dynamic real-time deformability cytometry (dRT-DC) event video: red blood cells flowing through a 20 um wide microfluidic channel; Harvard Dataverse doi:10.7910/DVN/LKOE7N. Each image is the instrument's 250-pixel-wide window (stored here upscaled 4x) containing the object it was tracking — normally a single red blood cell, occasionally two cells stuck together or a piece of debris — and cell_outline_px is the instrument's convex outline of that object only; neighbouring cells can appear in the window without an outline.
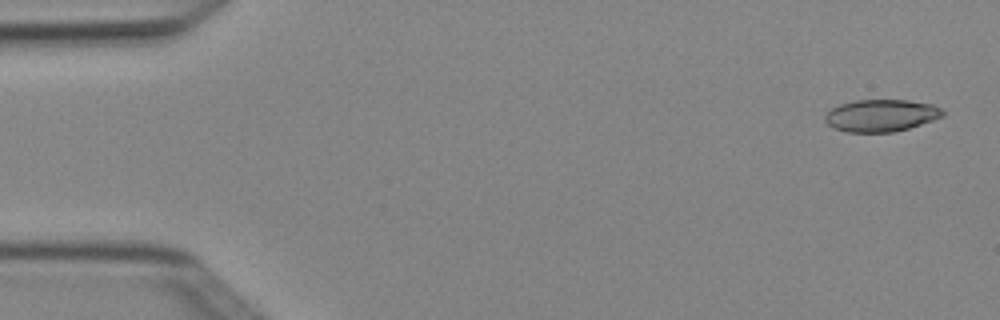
{"species": "Egyptian fruit bat (a non-hibernating species)", "species_latin": "Rousettus aegyptiacus", "temperature_condition": "cold", "stored_images_in_passage": 4, "camera_frame_rate_fps": 3000, "um_per_image_px": 0.085, "animal": {"sex": "female"}, "frame": {"image": 1, "passage_image": 1, "time_ms": 0.0, "image_size_px": [1000, 320], "cell_outline_px": [[944, 116], [908, 128], [892, 132], [844, 132], [832, 128], [824, 120], [824, 116], [832, 108], [840, 104], [856, 100], [908, 100], [932, 104], [940, 108], [944, 112]], "centroid_in_image_um": [74.86, 9.82], "position_along_channel_um": 10.1, "area_um2": 22.02}}
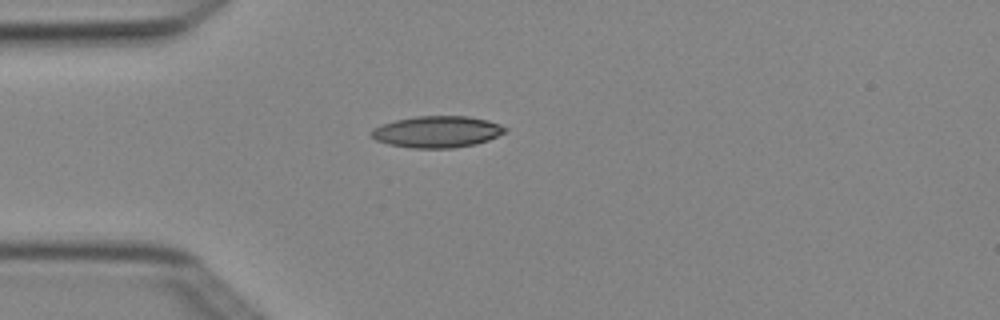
{"frame": {"image": 2, "passage_image": 4, "time_ms": 1.0, "image_size_px": [1000, 320], "cell_outline_px": [[508, 132], [488, 140], [476, 144], [452, 148], [412, 148], [388, 144], [376, 140], [372, 136], [372, 128], [380, 124], [396, 120], [416, 116], [468, 116], [488, 120], [500, 124], [508, 128]], "centroid_in_image_um": [37.19, 11.2], "position_along_channel_um": 47.8, "area_um2": 24.74}}